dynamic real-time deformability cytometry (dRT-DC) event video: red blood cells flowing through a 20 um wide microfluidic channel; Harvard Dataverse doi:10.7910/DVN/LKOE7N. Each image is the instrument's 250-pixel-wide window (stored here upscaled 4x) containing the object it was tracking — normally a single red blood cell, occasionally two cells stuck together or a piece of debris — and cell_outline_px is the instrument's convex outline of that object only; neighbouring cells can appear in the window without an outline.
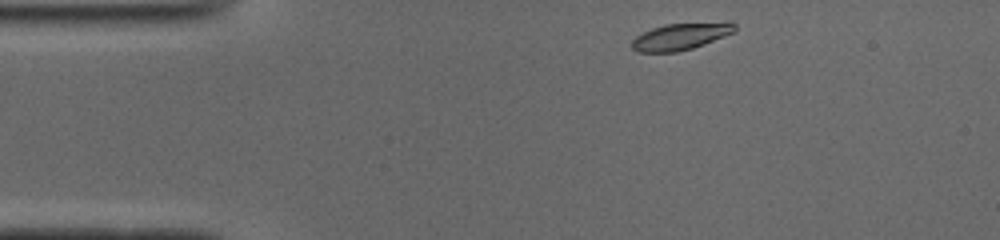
{"species": "common noctule bat (a hibernating species)", "species_latin": "Nyctalus noctula", "temperature_condition": "cold", "stored_images_in_passage": 44, "camera_frame_rate_fps": 3000, "um_per_image_px": 0.085, "animal": {"sex": "male", "body_mass_g": 19.0, "forearm_length_mm": 50.8}, "frame": {"image": 1, "passage_image": 1, "time_ms": 0.0, "image_size_px": [1000, 240], "cell_outline_px": [[736, 28], [732, 32], [724, 36], [704, 44], [692, 48], [676, 52], [640, 52], [632, 48], [632, 40], [636, 36], [652, 28], [664, 24], [728, 20], [732, 20], [736, 24]], "centroid_in_image_um": [57.92, 3.06], "position_along_channel_um": 27.1, "area_um2": 16.36}}
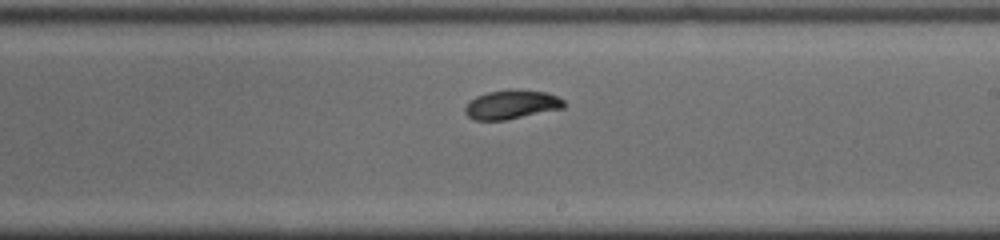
{"frame": {"image": 2, "passage_image": 22, "time_ms": 7.0, "image_size_px": [1000, 240], "cell_outline_px": [[564, 108], [504, 120], [472, 120], [464, 112], [464, 108], [476, 96], [488, 92], [548, 92], [564, 100]], "centroid_in_image_um": [43.46, 8.94], "position_along_channel_um": 245.5, "area_um2": 15.9}}
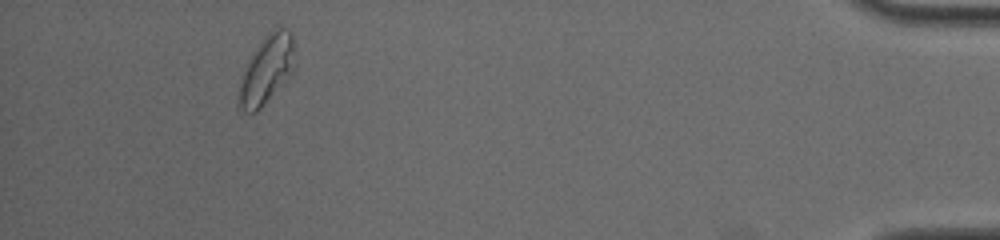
{"frame": {"image": 3, "passage_image": 40, "time_ms": 13.0, "image_size_px": [1000, 240], "cell_outline_px": [[292, 72], [260, 108], [256, 112], [244, 112], [236, 108], [240, 84], [248, 60], [252, 52], [264, 36], [276, 28], [284, 28], [292, 36]], "centroid_in_image_um": [22.59, 5.97], "position_along_channel_um": 412.6, "area_um2": 21.44}, "authors_computed_cell_mechanics": {"area_um2": 16.8198, "velocity_mm_per_s": 3.8802, "shape_relaxation_time_tau1_ms": 1.5345, "shape_relaxation_time_tau2_ms": 1.4258, "deformation_change_tau1": 0.1025, "deformation_change_tau2": 0.0336}}